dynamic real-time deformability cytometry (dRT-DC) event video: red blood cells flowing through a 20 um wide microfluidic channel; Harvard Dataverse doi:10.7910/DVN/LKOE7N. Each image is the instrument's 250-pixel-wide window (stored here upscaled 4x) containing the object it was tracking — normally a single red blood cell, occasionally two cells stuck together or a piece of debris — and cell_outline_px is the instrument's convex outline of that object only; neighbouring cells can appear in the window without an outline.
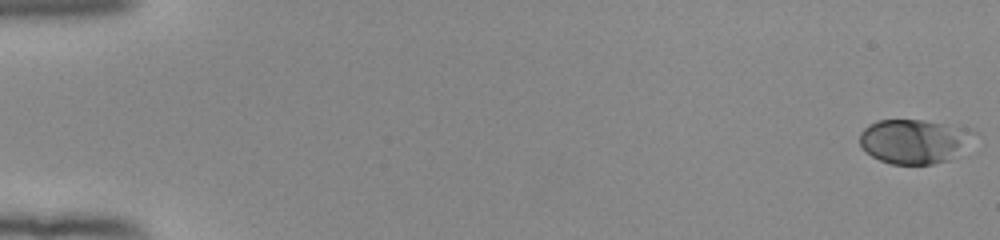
{"species": "human", "species_latin": "Homo sapiens", "temperature_condition": "room temperature", "stored_images_in_passage": 53, "camera_frame_rate_fps": 3000, "um_per_image_px": 0.085, "donor": {"sex": "female"}, "frame": {"image": 1, "passage_image": 1, "time_ms": 0.0, "image_size_px": [1000, 240], "cell_outline_px": [[956, 144], [948, 160], [932, 164], [892, 164], [880, 160], [872, 156], [860, 144], [860, 132], [868, 124], [876, 120], [924, 120], [944, 124], [956, 140]], "centroid_in_image_um": [77.18, 12.03], "position_along_channel_um": 7.8, "area_um2": 25.95}}
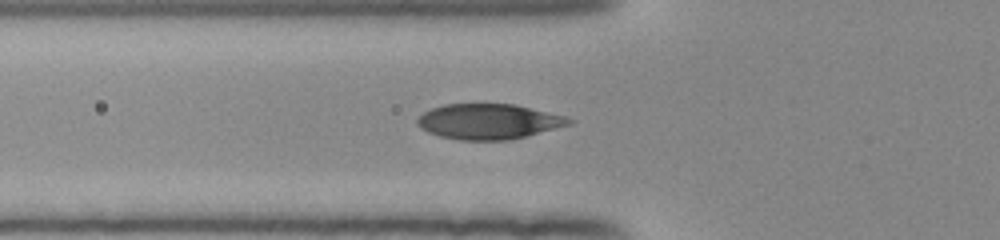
{"frame": {"image": 2, "passage_image": 20, "time_ms": 6.333, "image_size_px": [1000, 240], "cell_outline_px": [[572, 124], [508, 140], [460, 140], [440, 136], [428, 132], [420, 128], [416, 124], [416, 120], [424, 112], [432, 108], [444, 104], [516, 104], [564, 116], [572, 120]], "centroid_in_image_um": [41.49, 10.32], "position_along_channel_um": 84.3, "area_um2": 30.98}}
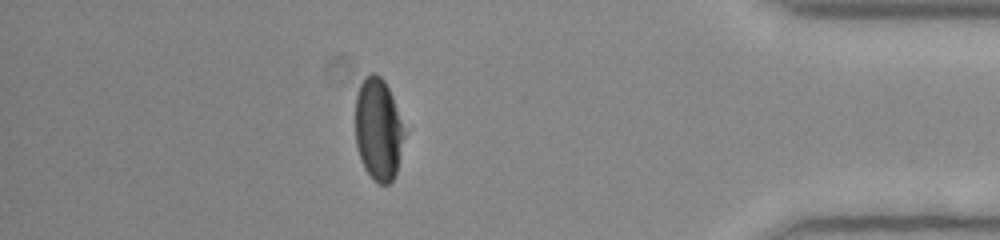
{"frame": {"image": 3, "passage_image": 47, "time_ms": 15.333, "image_size_px": [1000, 240], "cell_outline_px": [[404, 136], [396, 172], [392, 180], [388, 184], [376, 184], [372, 180], [364, 168], [356, 144], [356, 96], [360, 84], [364, 76], [372, 72], [376, 72], [384, 80], [392, 96], [404, 132]], "centroid_in_image_um": [32.13, 11.0], "position_along_channel_um": 403.1, "area_um2": 28.9}, "authors_computed_cell_mechanics": {"area_um2": 31.5588, "velocity_mm_per_s": 3.9243, "shape_relaxation_time_tau1_ms": 3.0295, "shape_relaxation_time_tau2_ms": null, "deformation_change_tau1": 0.1658, "deformation_change_tau2": null}}